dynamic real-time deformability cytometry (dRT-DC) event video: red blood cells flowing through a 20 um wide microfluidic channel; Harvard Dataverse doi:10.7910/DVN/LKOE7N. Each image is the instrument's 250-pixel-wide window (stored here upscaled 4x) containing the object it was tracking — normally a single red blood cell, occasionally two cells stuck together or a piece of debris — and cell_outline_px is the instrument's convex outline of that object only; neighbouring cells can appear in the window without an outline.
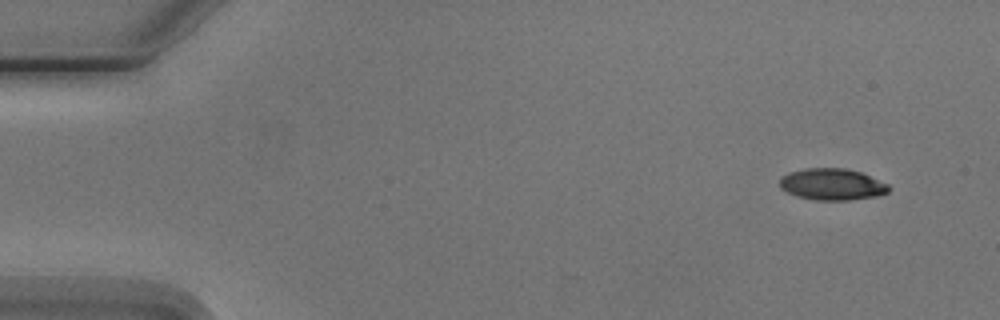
{"species": "Egyptian fruit bat (a non-hibernating species)", "species_latin": "Rousettus aegyptiacus", "temperature_condition": "cold", "stored_images_in_passage": 14, "camera_frame_rate_fps": 3000, "um_per_image_px": 0.085, "animal": {"sex": "male"}, "frame": {"image": 1, "passage_image": 1, "time_ms": 0.0, "image_size_px": [1000, 320], "cell_outline_px": [[888, 192], [876, 196], [848, 200], [812, 200], [788, 192], [780, 188], [780, 176], [788, 172], [804, 168], [844, 168], [860, 172], [888, 184]], "centroid_in_image_um": [70.69, 15.66], "position_along_channel_um": 14.3, "area_um2": 19.94}}
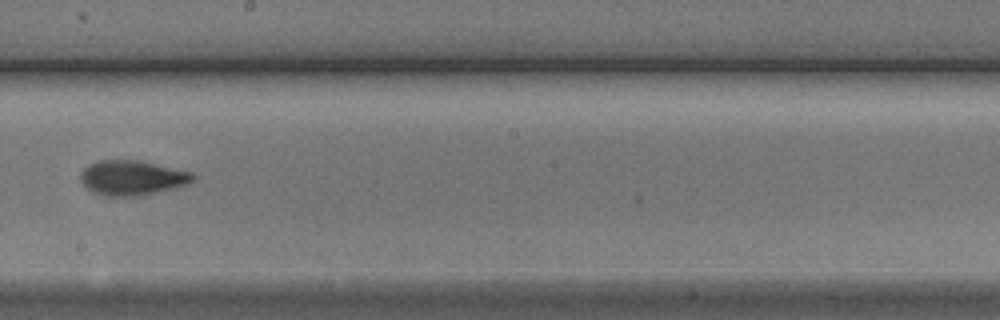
{"frame": {"image": 2, "passage_image": 8, "time_ms": 9.0, "image_size_px": [1000, 320], "cell_outline_px": [[196, 176], [188, 184], [140, 196], [104, 196], [92, 192], [80, 180], [80, 176], [84, 168], [88, 164], [100, 160], [136, 160], [156, 164], [192, 172]], "centroid_in_image_um": [11.21, 15.11], "position_along_channel_um": 237.0, "area_um2": 22.66}}
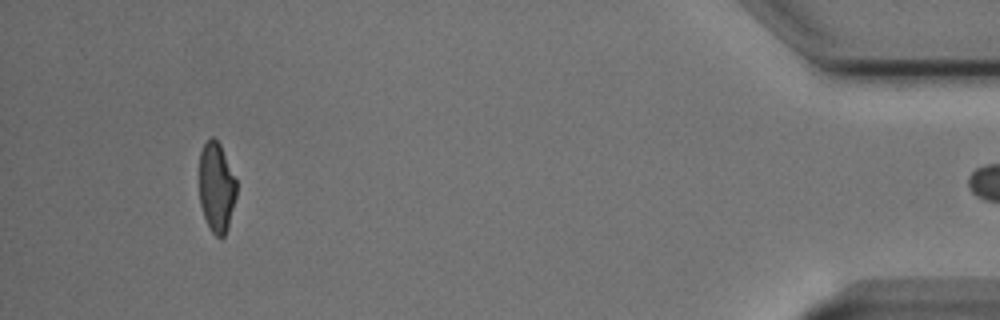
{"frame": {"image": 3, "passage_image": 13, "time_ms": 15.667, "image_size_px": [1000, 320], "cell_outline_px": [[236, 196], [228, 228], [224, 236], [216, 236], [212, 232], [204, 216], [200, 204], [200, 152], [204, 144], [212, 136], [220, 144], [236, 180]], "centroid_in_image_um": [18.4, 15.93], "position_along_channel_um": 416.8, "area_um2": 19.19}, "authors_computed_cell_mechanics": {"area_um2": 21.2704, "velocity_mm_per_s": 3.7672, "shape_relaxation_time_tau1_ms": 2.8855, "shape_relaxation_time_tau2_ms": 2.4587, "deformation_change_tau1": 0.1328, "deformation_change_tau2": 0.0737}}